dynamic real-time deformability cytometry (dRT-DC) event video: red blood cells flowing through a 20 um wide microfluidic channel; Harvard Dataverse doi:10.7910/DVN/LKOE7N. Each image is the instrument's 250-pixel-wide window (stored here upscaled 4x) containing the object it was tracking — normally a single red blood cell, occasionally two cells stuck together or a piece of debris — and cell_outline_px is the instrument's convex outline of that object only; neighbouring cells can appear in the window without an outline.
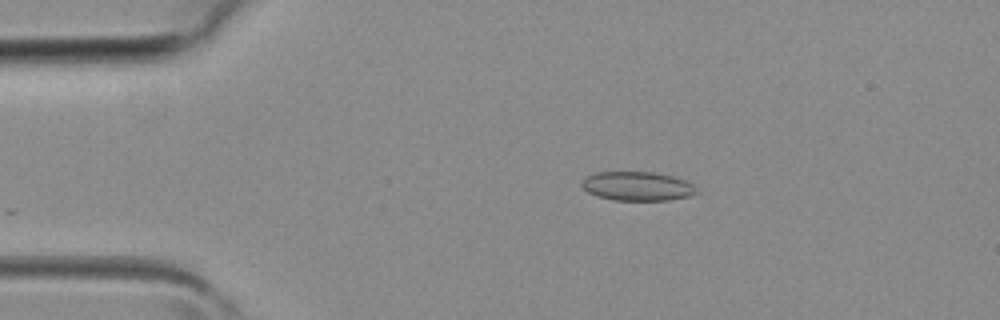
{"species": "common noctule bat (a hibernating species)", "species_latin": "Nyctalus noctula", "temperature_condition": "room temperature", "stored_images_in_passage": 2, "camera_frame_rate_fps": 3000, "um_per_image_px": 0.085, "animal": {"sex": "female", "body_mass_g": 19.3, "forearm_length_mm": 54.1}, "frame": {"image": 1, "passage_image": 1, "time_ms": 0.0, "image_size_px": [1000, 320], "cell_outline_px": [[700, 192], [692, 196], [668, 200], [612, 200], [596, 196], [588, 192], [580, 184], [588, 176], [596, 172], [652, 172], [672, 176], [684, 180], [692, 184]], "centroid_in_image_um": [54.2, 15.83], "position_along_channel_um": 30.8, "area_um2": 19.42}}